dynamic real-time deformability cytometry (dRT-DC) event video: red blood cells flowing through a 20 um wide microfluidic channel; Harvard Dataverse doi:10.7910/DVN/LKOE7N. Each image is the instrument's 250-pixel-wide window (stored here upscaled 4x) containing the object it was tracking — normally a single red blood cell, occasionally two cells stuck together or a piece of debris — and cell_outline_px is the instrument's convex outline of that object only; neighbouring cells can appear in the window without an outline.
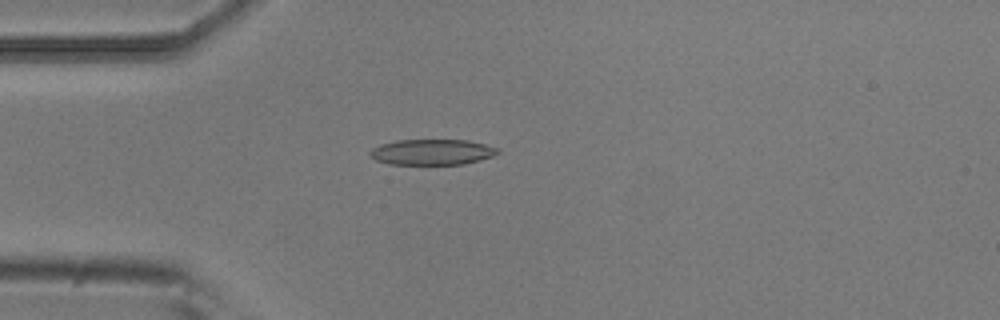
{"species": "common noctule bat (a hibernating species)", "species_latin": "Nyctalus noctula", "temperature_condition": "room temperature", "stored_images_in_passage": 5, "camera_frame_rate_fps": 3000, "um_per_image_px": 0.085, "animal": {"sex": "male", "body_mass_g": 20.5, "forearm_length_mm": 52.5}, "frame": {"image": 1, "passage_image": 4, "time_ms": 1.0, "image_size_px": [1000, 320], "cell_outline_px": [[500, 152], [492, 156], [480, 160], [464, 164], [388, 164], [376, 160], [368, 152], [372, 148], [380, 144], [396, 140], [468, 140], [500, 148]], "centroid_in_image_um": [36.73, 12.92], "position_along_channel_um": 48.3, "area_um2": 19.13}}